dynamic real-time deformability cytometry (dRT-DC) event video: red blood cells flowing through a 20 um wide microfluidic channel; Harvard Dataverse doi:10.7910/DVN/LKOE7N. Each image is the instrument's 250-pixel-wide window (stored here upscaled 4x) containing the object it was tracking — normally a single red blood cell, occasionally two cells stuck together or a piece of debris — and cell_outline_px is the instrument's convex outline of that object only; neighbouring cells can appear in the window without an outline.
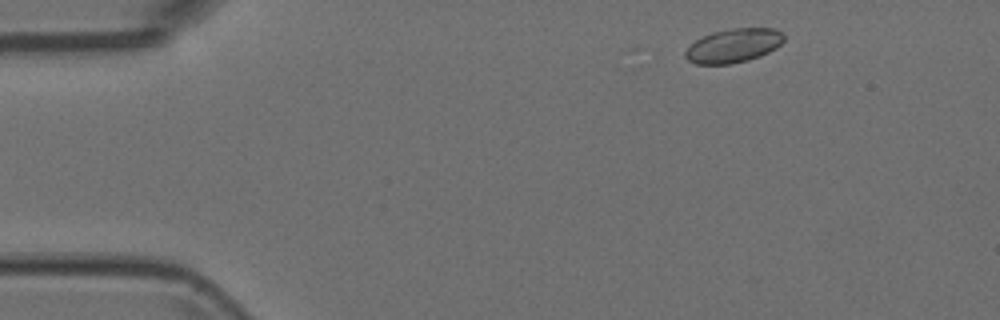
{"species": "Egyptian fruit bat (a non-hibernating species)", "species_latin": "Rousettus aegyptiacus", "temperature_condition": "room temperature", "stored_images_in_passage": 3, "camera_frame_rate_fps": 3000, "um_per_image_px": 0.085, "animal": {"sex": "female"}, "frame": {"image": 1, "passage_image": 1, "time_ms": 0.0, "image_size_px": [1000, 320], "cell_outline_px": [[784, 40], [776, 48], [760, 56], [748, 60], [732, 64], [696, 64], [688, 60], [684, 56], [684, 52], [696, 40], [712, 32], [732, 28], [772, 28], [780, 32], [784, 36]], "centroid_in_image_um": [62.34, 3.88], "position_along_channel_um": 22.7, "area_um2": 19.36}}